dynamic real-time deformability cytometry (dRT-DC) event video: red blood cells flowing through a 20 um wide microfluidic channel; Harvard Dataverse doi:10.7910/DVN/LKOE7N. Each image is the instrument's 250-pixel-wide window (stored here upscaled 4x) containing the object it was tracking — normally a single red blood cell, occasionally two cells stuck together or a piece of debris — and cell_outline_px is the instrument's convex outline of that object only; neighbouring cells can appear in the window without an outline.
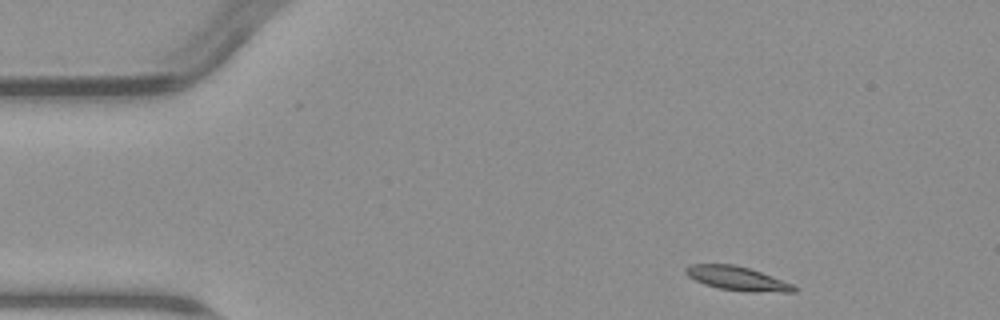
{"species": "common noctule bat (a hibernating species)", "species_latin": "Nyctalus noctula", "temperature_condition": "warm", "stored_images_in_passage": 4, "camera_frame_rate_fps": 3000, "um_per_image_px": 0.085, "animal": {"sex": "male", "body_mass_g": 23.1, "forearm_length_mm": 52.7}, "frame": {"image": 1, "passage_image": 1, "time_ms": 0.0, "image_size_px": [1000, 320], "cell_outline_px": [[796, 292], [752, 292], [720, 288], [704, 284], [688, 276], [684, 272], [684, 268], [692, 264], [732, 264], [748, 268], [796, 284]], "centroid_in_image_um": [62.7, 23.67], "position_along_channel_um": 22.3, "area_um2": 15.09}}
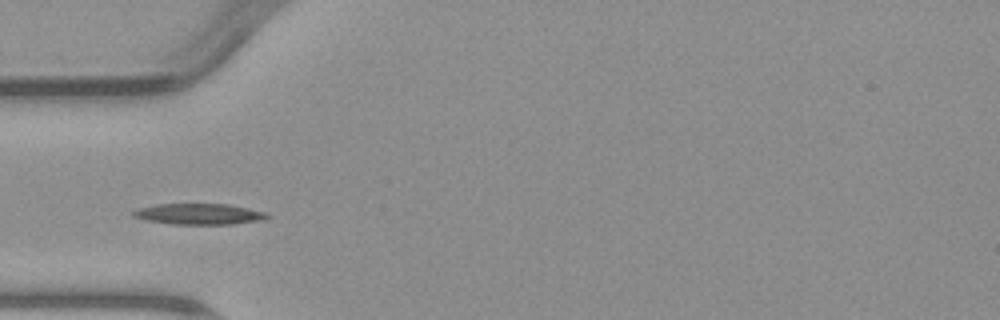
{"frame": {"image": 2, "passage_image": 4, "time_ms": 3.333, "image_size_px": [1000, 320], "cell_outline_px": [[272, 216], [264, 220], [232, 224], [172, 224], [148, 220], [132, 216], [132, 212], [136, 208], [156, 204], [228, 204], [268, 212]], "centroid_in_image_um": [16.97, 18.19], "position_along_channel_um": 68.0, "area_um2": 16.47}}